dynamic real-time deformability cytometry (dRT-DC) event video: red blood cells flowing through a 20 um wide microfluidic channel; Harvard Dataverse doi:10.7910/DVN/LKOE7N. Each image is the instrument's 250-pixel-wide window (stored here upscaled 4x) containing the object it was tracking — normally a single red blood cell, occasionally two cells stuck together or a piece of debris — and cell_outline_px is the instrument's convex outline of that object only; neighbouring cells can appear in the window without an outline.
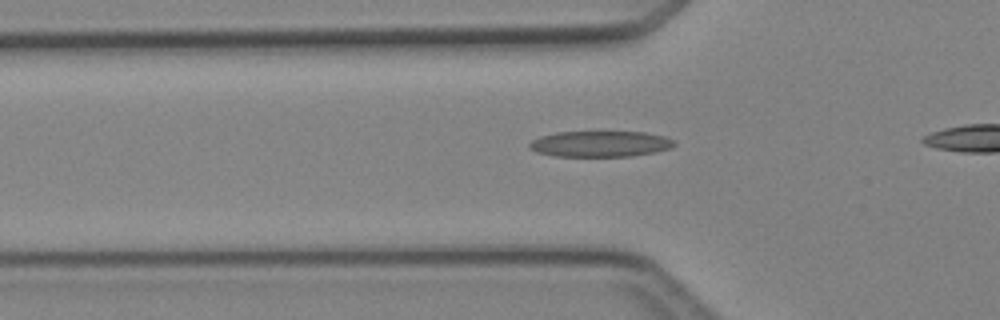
{"species": "Egyptian fruit bat (a non-hibernating species)", "species_latin": "Rousettus aegyptiacus", "temperature_condition": "cold", "stored_images_in_passage": 35, "camera_frame_rate_fps": 3000, "um_per_image_px": 0.085, "animal": {"sex": "female"}, "frame": {"image": 1, "passage_image": 12, "time_ms": 3.667, "image_size_px": [1000, 320], "cell_outline_px": [[676, 144], [672, 148], [656, 152], [632, 156], [556, 156], [536, 152], [528, 148], [528, 144], [532, 140], [540, 136], [556, 132], [644, 132], [664, 136], [672, 140]], "centroid_in_image_um": [51.01, 12.23], "position_along_channel_um": 74.8, "area_um2": 21.91}}
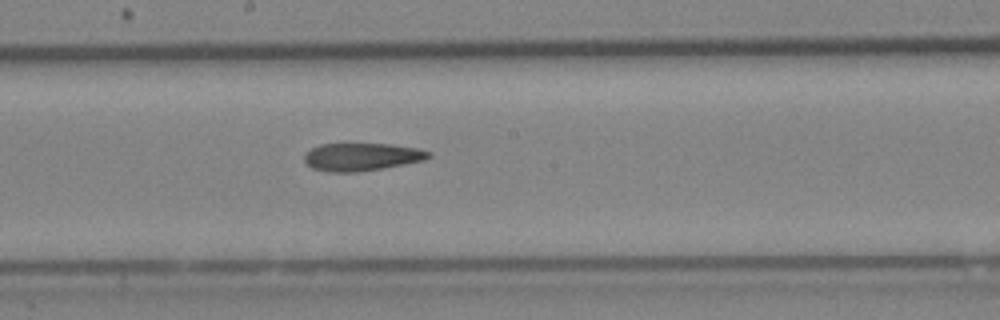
{"frame": {"image": 2, "passage_image": 22, "time_ms": 7.0, "image_size_px": [1000, 320], "cell_outline_px": [[432, 156], [424, 160], [404, 164], [356, 172], [328, 172], [312, 168], [304, 160], [304, 156], [312, 148], [320, 144], [388, 144], [416, 148], [432, 152]], "centroid_in_image_um": [30.75, 13.33], "position_along_channel_um": 217.5, "area_um2": 19.88}}
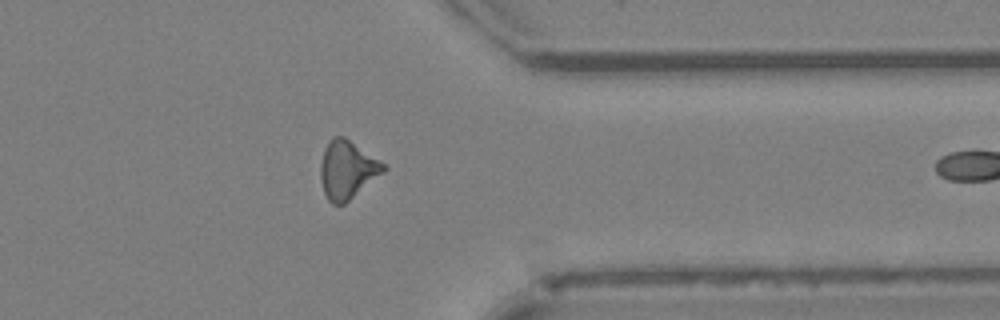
{"frame": {"image": 3, "passage_image": 34, "time_ms": 11.0, "image_size_px": [1000, 320], "cell_outline_px": [[388, 168], [384, 172], [344, 204], [332, 204], [328, 200], [324, 192], [320, 176], [320, 164], [324, 148], [328, 140], [332, 136], [344, 136], [380, 160]], "centroid_in_image_um": [29.5, 14.41], "position_along_channel_um": 381.9, "area_um2": 21.33}}